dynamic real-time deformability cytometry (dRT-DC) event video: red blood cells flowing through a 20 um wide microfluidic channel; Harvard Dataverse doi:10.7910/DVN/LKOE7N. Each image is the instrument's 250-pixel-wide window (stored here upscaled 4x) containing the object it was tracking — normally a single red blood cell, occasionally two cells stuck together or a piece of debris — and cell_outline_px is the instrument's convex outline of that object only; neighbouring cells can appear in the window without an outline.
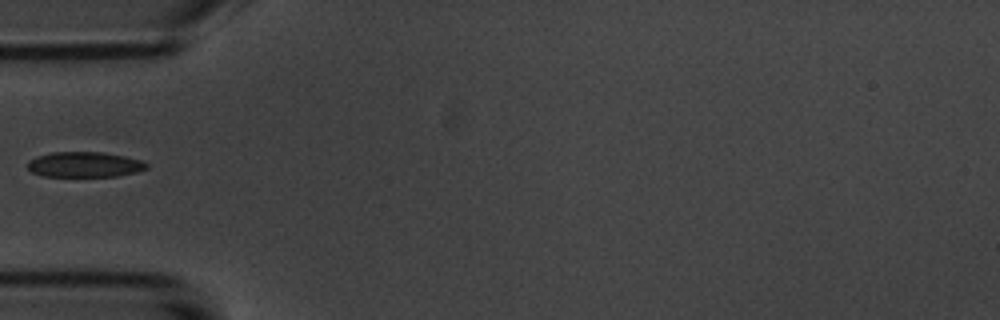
{"species": "common noctule bat (a hibernating species)", "species_latin": "Nyctalus noctula", "temperature_condition": "room temperature", "stored_images_in_passage": 2, "camera_frame_rate_fps": 3000, "um_per_image_px": 0.085, "animal": {"sex": "male", "body_mass_g": 20.1, "forearm_length_mm": 53.5}, "frame": {"image": 1, "passage_image": 2, "time_ms": 1.0, "image_size_px": [1000, 320], "cell_outline_px": [[148, 168], [136, 172], [116, 176], [44, 176], [32, 172], [28, 168], [28, 160], [36, 156], [52, 152], [104, 152], [124, 156], [140, 160], [148, 164]], "centroid_in_image_um": [7.17, 13.98], "position_along_channel_um": 77.8, "area_um2": 17.51}}